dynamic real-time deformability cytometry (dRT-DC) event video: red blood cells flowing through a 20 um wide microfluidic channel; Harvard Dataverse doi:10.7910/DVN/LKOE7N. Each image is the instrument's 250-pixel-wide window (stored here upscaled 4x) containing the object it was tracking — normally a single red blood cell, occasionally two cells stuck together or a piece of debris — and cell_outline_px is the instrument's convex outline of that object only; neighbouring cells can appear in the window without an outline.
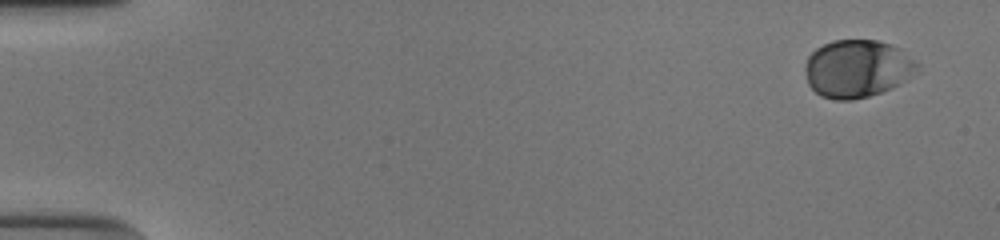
{"species": "human", "species_latin": "Homo sapiens", "temperature_condition": "cold", "stored_images_in_passage": 52, "camera_frame_rate_fps": 3000, "um_per_image_px": 0.085, "donor": {"sex": "male"}, "frame": {"image": 1, "passage_image": 1, "time_ms": 0.0, "image_size_px": [1000, 240], "cell_outline_px": [[920, 64], [900, 84], [892, 88], [868, 96], [852, 100], [836, 100], [820, 96], [808, 84], [804, 72], [804, 64], [808, 56], [816, 48], [832, 40], [876, 40], [892, 44], [900, 48], [916, 60]], "centroid_in_image_um": [72.83, 5.82], "position_along_channel_um": 12.2, "area_um2": 37.8}}
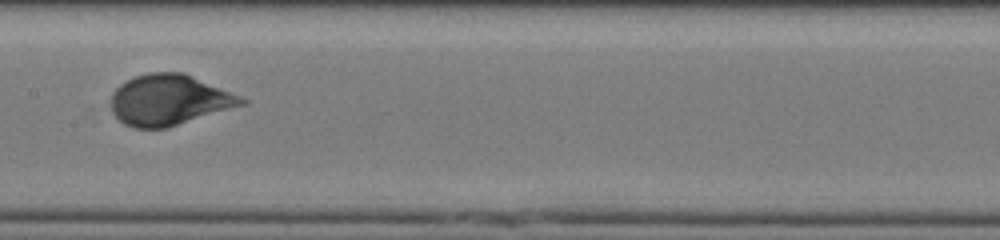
{"frame": {"image": 2, "passage_image": 27, "time_ms": 8.667, "image_size_px": [1000, 240], "cell_outline_px": [[248, 100], [244, 104], [168, 128], [132, 128], [124, 124], [112, 112], [112, 92], [120, 84], [136, 76], [148, 72], [180, 72], [240, 96]], "centroid_in_image_um": [14.33, 8.51], "position_along_channel_um": 193.1, "area_um2": 37.97}}
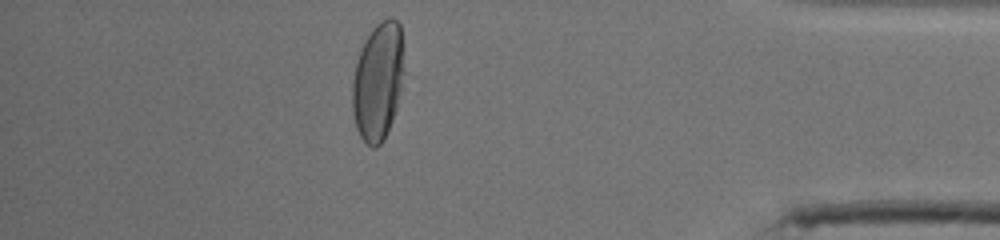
{"frame": {"image": 3, "passage_image": 46, "time_ms": 15.0, "image_size_px": [1000, 240], "cell_outline_px": [[404, 72], [396, 108], [392, 120], [384, 140], [376, 148], [372, 148], [360, 136], [356, 128], [352, 112], [352, 84], [356, 64], [360, 48], [364, 40], [372, 28], [380, 20], [388, 16], [392, 16], [400, 24], [404, 68]], "centroid_in_image_um": [32.12, 6.89], "position_along_channel_um": 403.1, "area_um2": 35.84}, "authors_computed_cell_mechanics": {"area_um2": 37.5411, "velocity_mm_per_s": 3.8539, "shape_relaxation_time_tau1_ms": 3.0715, "shape_relaxation_time_tau2_ms": null, "deformation_change_tau1": 0.1467, "deformation_change_tau2": null}}